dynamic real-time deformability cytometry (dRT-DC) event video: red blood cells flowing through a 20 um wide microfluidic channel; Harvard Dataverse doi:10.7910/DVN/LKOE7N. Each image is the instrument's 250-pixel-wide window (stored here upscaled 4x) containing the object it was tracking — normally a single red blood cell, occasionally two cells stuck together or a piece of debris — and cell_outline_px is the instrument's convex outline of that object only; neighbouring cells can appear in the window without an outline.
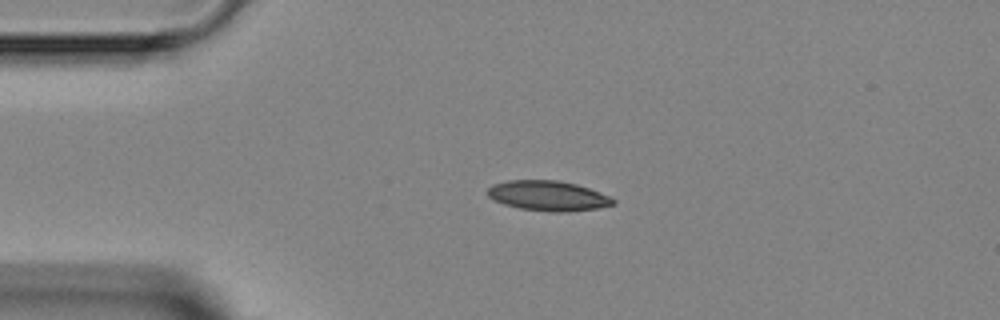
{"species": "Egyptian fruit bat (a non-hibernating species)", "species_latin": "Rousettus aegyptiacus", "temperature_condition": "room temperature", "stored_images_in_passage": 2, "camera_frame_rate_fps": 3000, "um_per_image_px": 0.085, "animal": {"sex": "female"}, "frame": {"image": 1, "passage_image": 2, "time_ms": 1.0, "image_size_px": [1000, 320], "cell_outline_px": [[616, 204], [596, 208], [568, 212], [552, 212], [520, 208], [504, 204], [488, 196], [488, 188], [492, 184], [508, 180], [560, 180], [576, 184], [588, 188], [608, 196], [616, 200]], "centroid_in_image_um": [46.59, 16.63], "position_along_channel_um": 38.4, "area_um2": 21.85}}